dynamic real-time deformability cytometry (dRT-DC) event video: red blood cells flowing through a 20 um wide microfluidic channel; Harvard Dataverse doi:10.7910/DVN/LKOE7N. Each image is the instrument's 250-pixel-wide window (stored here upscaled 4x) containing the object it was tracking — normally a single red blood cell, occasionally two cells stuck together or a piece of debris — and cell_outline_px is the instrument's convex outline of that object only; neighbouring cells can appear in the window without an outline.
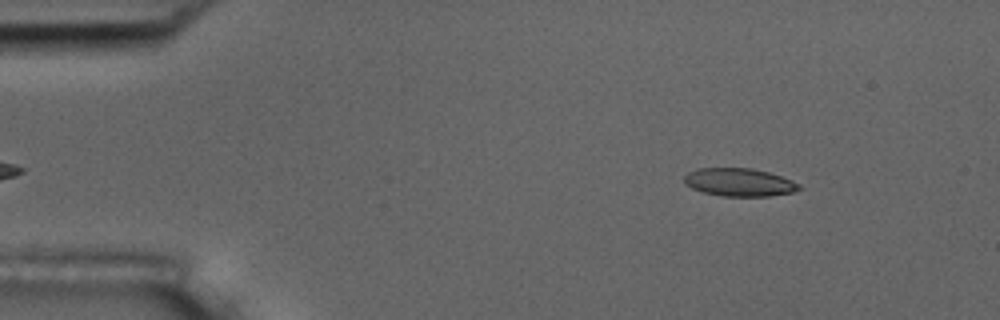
{"species": "common noctule bat (a hibernating species)", "species_latin": "Nyctalus noctula", "temperature_condition": "room temperature", "stored_images_in_passage": 3, "camera_frame_rate_fps": 3000, "um_per_image_px": 0.085, "animal": {"sex": "male", "body_mass_g": 17.5, "forearm_length_mm": 52.3}, "frame": {"image": 1, "passage_image": 1, "time_ms": 0.0, "image_size_px": [1000, 320], "cell_outline_px": [[804, 188], [792, 192], [768, 196], [724, 196], [704, 192], [692, 188], [684, 184], [684, 176], [688, 172], [696, 168], [752, 168], [768, 172], [780, 176], [800, 184]], "centroid_in_image_um": [62.82, 15.49], "position_along_channel_um": 22.2, "area_um2": 18.73}}